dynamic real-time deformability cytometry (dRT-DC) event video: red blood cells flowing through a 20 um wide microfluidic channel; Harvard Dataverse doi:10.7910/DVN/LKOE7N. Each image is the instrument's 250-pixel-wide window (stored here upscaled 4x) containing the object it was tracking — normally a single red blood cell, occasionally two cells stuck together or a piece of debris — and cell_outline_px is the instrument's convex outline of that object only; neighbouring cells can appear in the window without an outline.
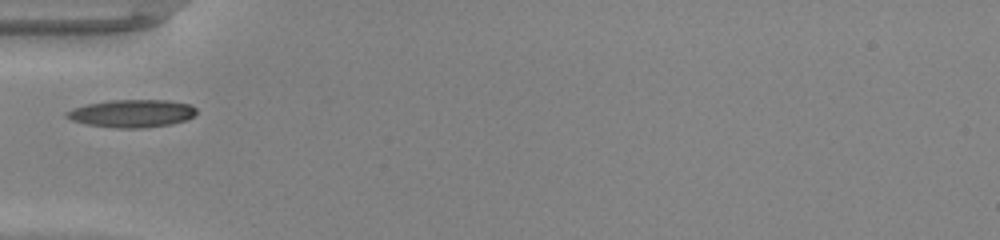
{"species": "common noctule bat (a hibernating species)", "species_latin": "Nyctalus noctula", "temperature_condition": "warm", "stored_images_in_passage": 19, "camera_frame_rate_fps": 3000, "um_per_image_px": 0.085, "animal": {"sex": "male", "body_mass_g": 20.0, "forearm_length_mm": 53.3}, "frame": {"image": 1, "passage_image": 1, "time_ms": 0.0, "image_size_px": [1000, 240], "cell_outline_px": [[196, 112], [188, 120], [172, 124], [144, 128], [116, 128], [88, 124], [72, 120], [64, 116], [64, 112], [72, 108], [88, 104], [112, 100], [168, 100], [188, 104], [196, 108]], "centroid_in_image_um": [11.21, 9.64], "position_along_channel_um": 73.8, "area_um2": 20.98}}
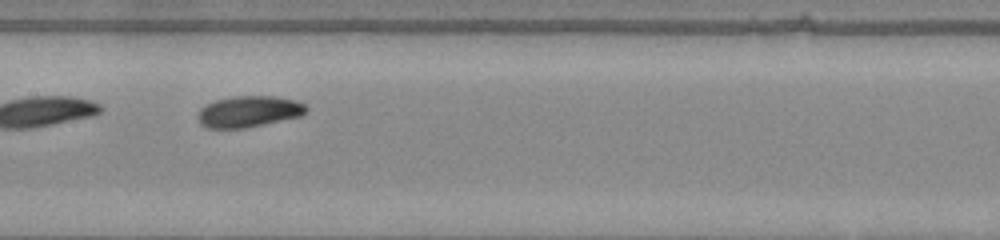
{"frame": {"image": 2, "passage_image": 9, "time_ms": 2.667, "image_size_px": [1000, 240], "cell_outline_px": [[308, 108], [300, 116], [264, 124], [244, 128], [208, 128], [200, 124], [196, 120], [196, 116], [200, 108], [216, 100], [236, 96], [276, 96], [296, 100], [304, 104]], "centroid_in_image_um": [21.11, 9.48], "position_along_channel_um": 186.3, "area_um2": 19.71}}